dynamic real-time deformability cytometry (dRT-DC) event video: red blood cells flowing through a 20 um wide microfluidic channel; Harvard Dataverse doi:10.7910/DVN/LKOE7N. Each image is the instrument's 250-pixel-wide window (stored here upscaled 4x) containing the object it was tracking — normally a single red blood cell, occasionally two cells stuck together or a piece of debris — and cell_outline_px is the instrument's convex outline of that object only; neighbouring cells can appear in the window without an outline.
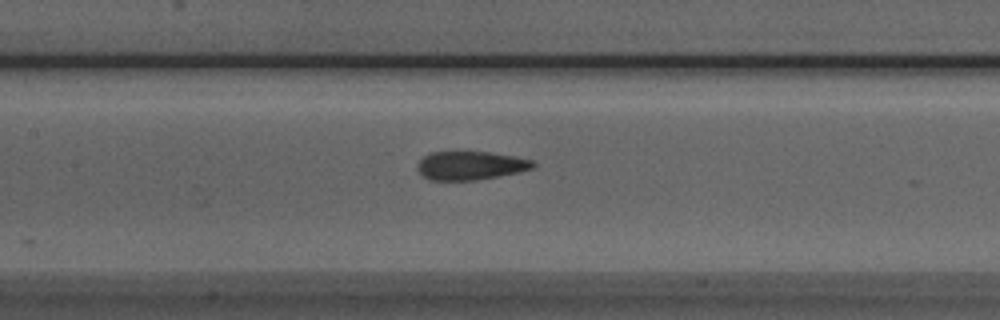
{"species": "Egyptian fruit bat (a non-hibernating species)", "species_latin": "Rousettus aegyptiacus", "temperature_condition": "room temperature", "stored_images_in_passage": 18, "camera_frame_rate_fps": 3000, "um_per_image_px": 0.085, "animal": {"sex": "male"}, "frame": {"image": 1, "passage_image": 16, "time_ms": 5.0, "image_size_px": [1000, 320], "cell_outline_px": [[536, 164], [532, 168], [520, 172], [476, 180], [428, 180], [416, 168], [416, 164], [428, 152], [488, 152], [512, 156], [532, 160]], "centroid_in_image_um": [39.96, 14.07], "position_along_channel_um": 167.4, "area_um2": 19.19}}